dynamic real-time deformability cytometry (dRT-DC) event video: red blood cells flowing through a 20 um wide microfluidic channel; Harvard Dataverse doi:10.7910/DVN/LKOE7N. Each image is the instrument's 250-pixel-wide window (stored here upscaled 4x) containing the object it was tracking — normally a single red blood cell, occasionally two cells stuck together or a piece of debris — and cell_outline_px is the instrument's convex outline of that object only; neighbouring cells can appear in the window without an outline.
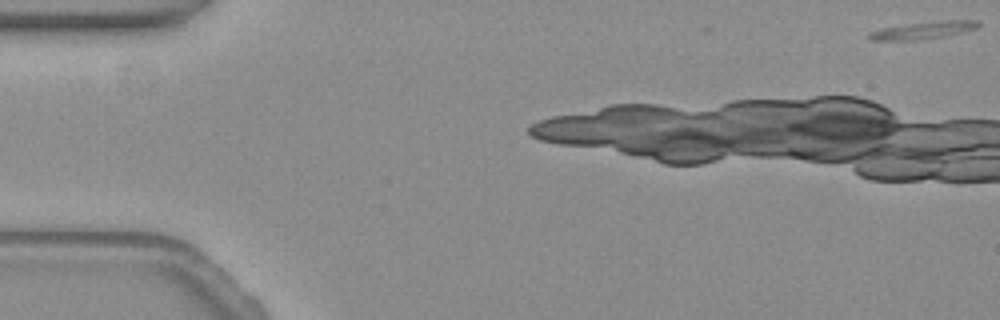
{"species": "common noctule bat (a hibernating species)", "species_latin": "Nyctalus noctula", "temperature_condition": "warm", "stored_images_in_passage": 10, "camera_frame_rate_fps": 3000, "um_per_image_px": 0.085, "animal": {"sex": "female", "body_mass_g": 19.3, "forearm_length_mm": 54.1}, "frame": {"image": 1, "passage_image": 1, "time_ms": 0.0, "image_size_px": [1000, 320], "cell_outline_px": [[980, 24], [976, 28], [944, 36], [916, 40], [868, 40], [868, 32], [880, 28], [908, 24], [944, 20], [980, 20]], "centroid_in_image_um": [78.43, 2.57], "position_along_channel_um": 6.6, "area_um2": 10.92}}